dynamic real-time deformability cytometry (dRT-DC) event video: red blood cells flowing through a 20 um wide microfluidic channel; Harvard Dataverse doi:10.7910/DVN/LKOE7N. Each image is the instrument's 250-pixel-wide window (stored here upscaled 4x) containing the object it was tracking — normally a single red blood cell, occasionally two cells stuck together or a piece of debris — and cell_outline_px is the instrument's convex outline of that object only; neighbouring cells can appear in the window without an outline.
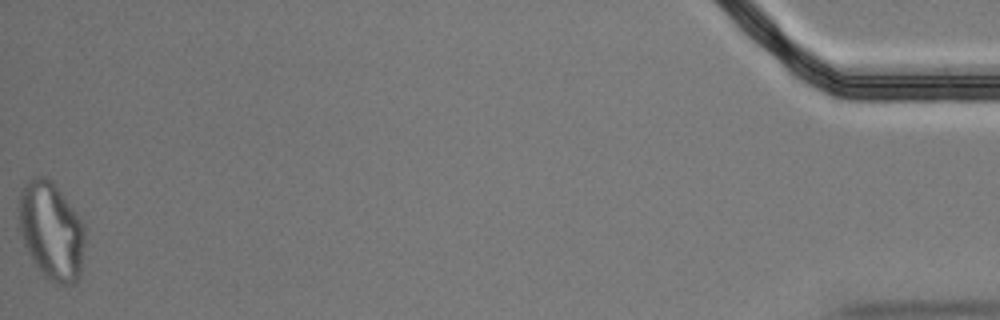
{"species": "Egyptian fruit bat (a non-hibernating species)", "species_latin": "Rousettus aegyptiacus", "temperature_condition": "cold", "stored_images_in_passage": 42, "segment_of_instrument_passage": [2, 2], "camera_frame_rate_fps": 3000, "um_per_image_px": 0.085, "animal": {"sex": "male"}, "frame": {"image": 1, "passage_image": 42, "time_ms": 13.667, "image_size_px": [1000, 320], "cell_outline_px": [[84, 240], [80, 276], [72, 284], [60, 284], [48, 280], [44, 276], [28, 252], [24, 244], [20, 232], [20, 192], [24, 184], [32, 176], [48, 176], [52, 180], [84, 224]], "centroid_in_image_um": [4.36, 19.6], "position_along_channel_um": 430.8, "area_um2": 37.28}}